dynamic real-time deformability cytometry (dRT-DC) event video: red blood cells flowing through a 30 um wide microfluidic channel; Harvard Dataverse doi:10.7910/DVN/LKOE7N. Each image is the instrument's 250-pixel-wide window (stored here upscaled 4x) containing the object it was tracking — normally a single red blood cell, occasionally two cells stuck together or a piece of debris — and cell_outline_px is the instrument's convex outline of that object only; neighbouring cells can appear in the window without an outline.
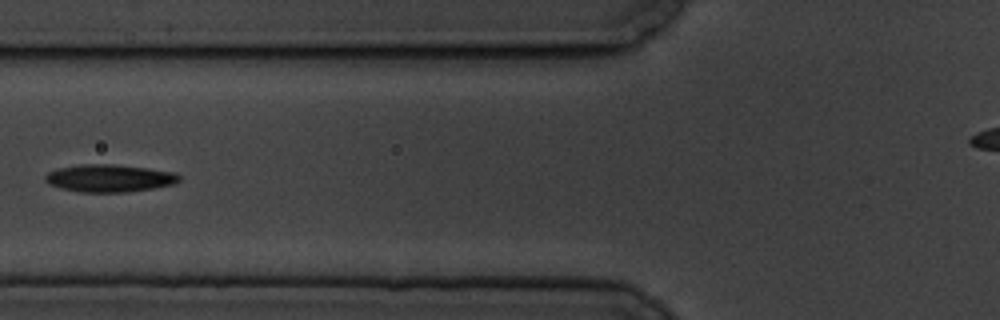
{"species": "common noctule bat (a hibernating species)", "species_latin": "Nyctalus noctula", "temperature_condition": "cold", "stored_images_in_passage": 11, "camera_frame_rate_fps": 3000, "um_per_image_px": 0.085, "animal": {"sex": "male", "body_mass_g": 19.5, "forearm_length_mm": 54.6}, "frame": {"image": 1, "passage_image": 7, "time_ms": 7.667, "image_size_px": [1000, 320], "cell_outline_px": [[180, 180], [176, 184], [128, 192], [80, 192], [60, 188], [48, 184], [44, 180], [44, 176], [48, 172], [56, 168], [76, 164], [112, 164], [148, 168], [176, 172], [180, 176]], "centroid_in_image_um": [9.27, 15.14], "position_along_channel_um": 116.5, "area_um2": 21.79}}
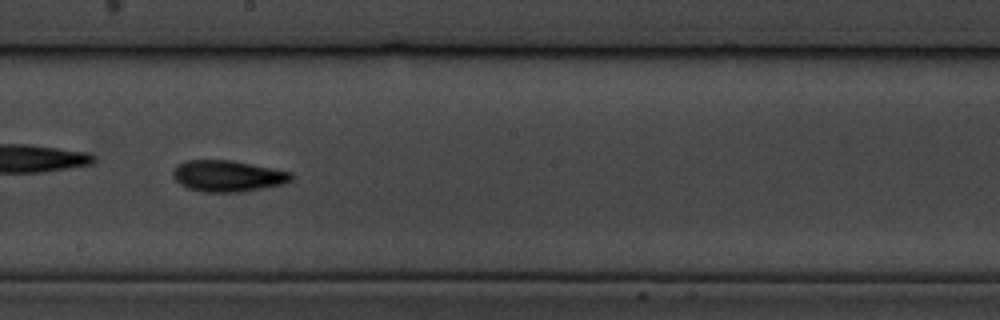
{"frame": {"image": 2, "passage_image": 10, "time_ms": 11.0, "image_size_px": [1000, 320], "cell_outline_px": [[292, 180], [284, 184], [264, 188], [240, 192], [204, 192], [188, 188], [180, 184], [172, 176], [172, 172], [184, 160], [232, 160], [292, 172]], "centroid_in_image_um": [19.37, 14.96], "position_along_channel_um": 228.8, "area_um2": 21.56}}
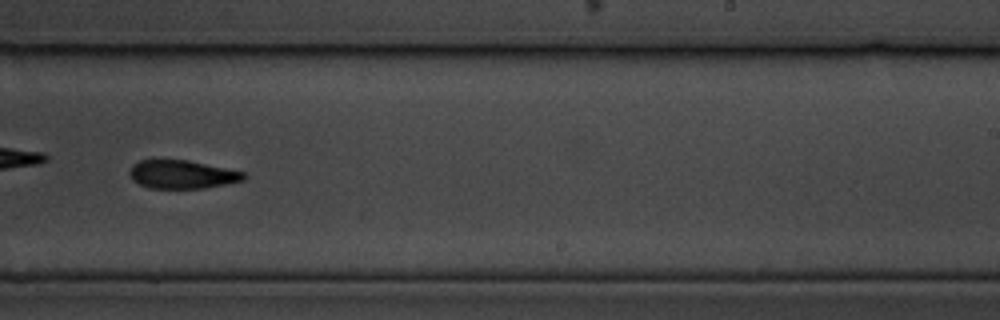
{"frame": {"image": 3, "passage_image": 11, "time_ms": 12.333, "image_size_px": [1000, 320], "cell_outline_px": [[248, 176], [244, 180], [204, 188], [148, 188], [132, 180], [128, 172], [132, 164], [140, 160], [188, 160], [244, 172]], "centroid_in_image_um": [15.45, 14.82], "position_along_channel_um": 273.5, "area_um2": 18.84}}